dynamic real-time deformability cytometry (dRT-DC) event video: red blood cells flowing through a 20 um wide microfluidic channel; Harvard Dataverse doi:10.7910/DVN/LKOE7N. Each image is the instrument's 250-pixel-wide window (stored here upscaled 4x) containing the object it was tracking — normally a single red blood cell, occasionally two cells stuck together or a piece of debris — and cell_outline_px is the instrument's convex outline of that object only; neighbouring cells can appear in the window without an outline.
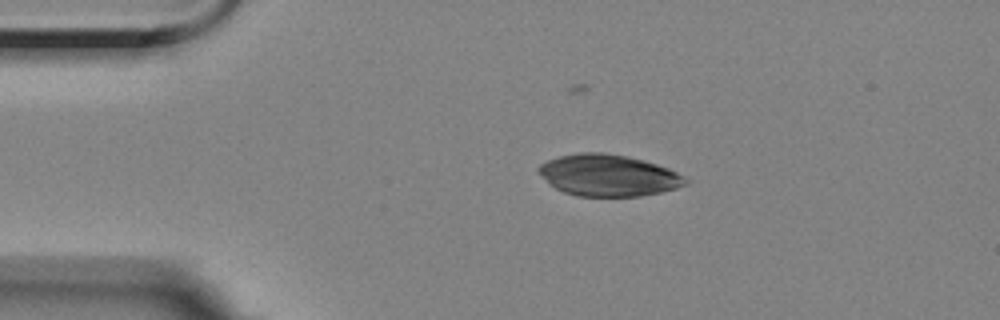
{"species": "Egyptian fruit bat (a non-hibernating species)", "species_latin": "Rousettus aegyptiacus", "temperature_condition": "room temperature", "stored_images_in_passage": 38, "camera_frame_rate_fps": 3000, "um_per_image_px": 0.085, "animal": {"sex": "female"}, "frame": {"image": 1, "passage_image": 1, "time_ms": 0.0, "image_size_px": [1000, 320], "cell_outline_px": [[688, 184], [676, 188], [660, 192], [640, 196], [576, 196], [564, 192], [548, 184], [536, 168], [540, 164], [548, 160], [560, 156], [580, 152], [600, 152], [628, 156], [644, 160], [668, 168], [684, 176], [688, 180]], "centroid_in_image_um": [51.7, 14.9], "position_along_channel_um": 33.3, "area_um2": 35.6}}
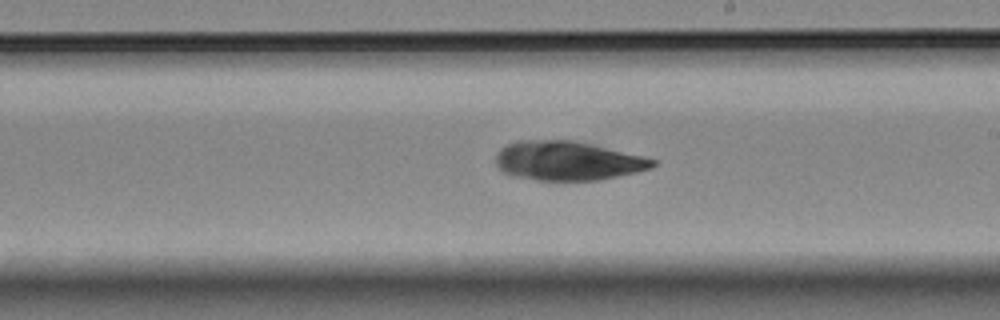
{"frame": {"image": 2, "passage_image": 22, "time_ms": 7.0, "image_size_px": [1000, 320], "cell_outline_px": [[656, 164], [652, 168], [636, 172], [600, 180], [536, 180], [512, 176], [504, 172], [496, 164], [496, 152], [500, 148], [516, 140], [572, 140], [592, 144], [644, 156], [656, 160]], "centroid_in_image_um": [48.24, 13.66], "position_along_channel_um": 240.8, "area_um2": 35.89}}
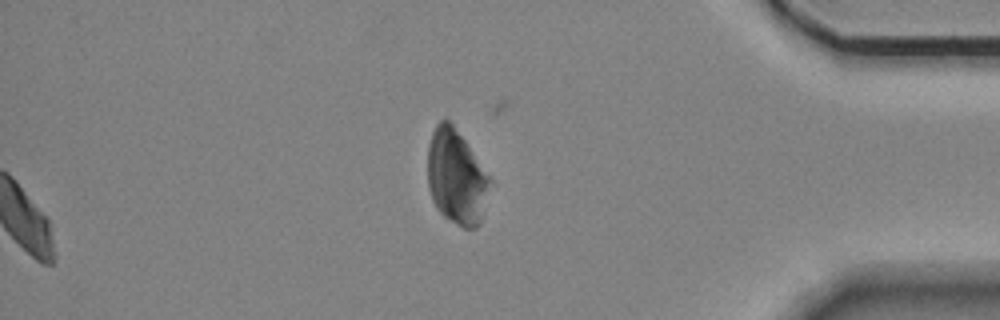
{"frame": {"image": 3, "passage_image": 38, "time_ms": 12.333, "image_size_px": [1000, 320], "cell_outline_px": [[496, 184], [480, 224], [476, 228], [464, 228], [456, 224], [444, 216], [436, 208], [432, 200], [428, 188], [428, 144], [432, 132], [436, 124], [440, 120], [448, 120], [452, 124], [464, 140]], "centroid_in_image_um": [38.85, 15.11], "position_along_channel_um": 396.3, "area_um2": 35.2}}